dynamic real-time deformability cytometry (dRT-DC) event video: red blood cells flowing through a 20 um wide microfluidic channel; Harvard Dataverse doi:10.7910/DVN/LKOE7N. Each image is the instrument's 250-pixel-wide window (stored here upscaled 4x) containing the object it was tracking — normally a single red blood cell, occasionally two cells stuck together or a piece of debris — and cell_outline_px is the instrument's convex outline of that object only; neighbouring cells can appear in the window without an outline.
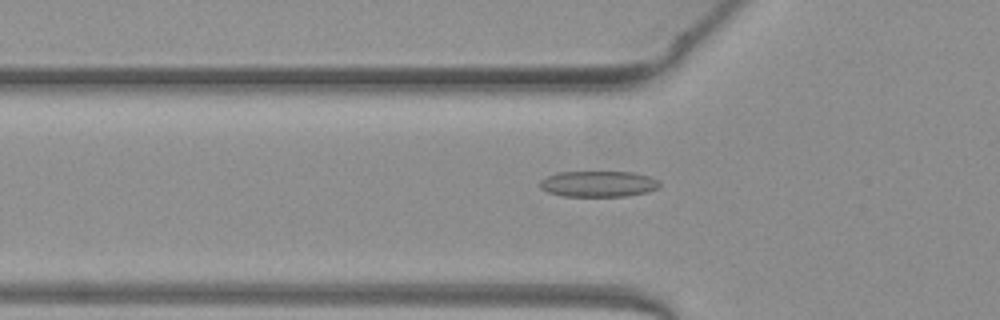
{"species": "common noctule bat (a hibernating species)", "species_latin": "Nyctalus noctula", "temperature_condition": "warm", "stored_images_in_passage": 48, "camera_frame_rate_fps": 3000, "um_per_image_px": 0.085, "animal": {"sex": "female", "body_mass_g": 19.3, "forearm_length_mm": 54.1}, "frame": {"image": 1, "passage_image": 18, "time_ms": 5.667, "image_size_px": [1000, 320], "cell_outline_px": [[660, 188], [648, 192], [624, 196], [564, 196], [548, 192], [540, 188], [540, 180], [548, 176], [560, 172], [632, 172], [648, 176], [656, 180], [660, 184]], "centroid_in_image_um": [50.86, 15.63], "position_along_channel_um": 74.9, "area_um2": 17.98}}
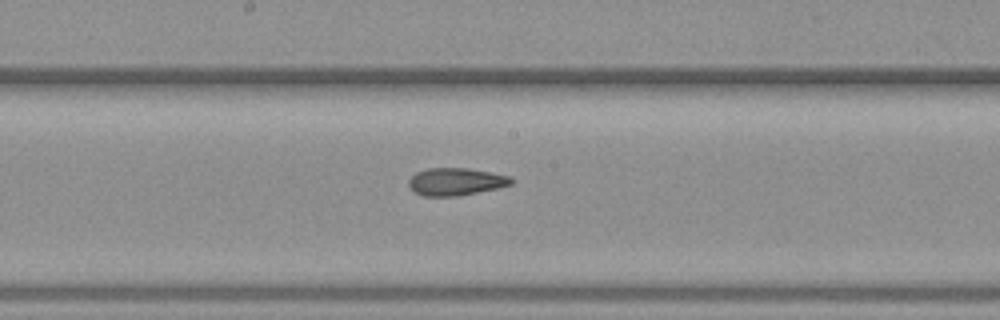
{"frame": {"image": 2, "passage_image": 28, "time_ms": 9.0, "image_size_px": [1000, 320], "cell_outline_px": [[512, 184], [496, 188], [456, 196], [424, 196], [416, 192], [408, 184], [408, 180], [416, 172], [428, 168], [468, 168], [512, 176]], "centroid_in_image_um": [38.74, 15.43], "position_along_channel_um": 209.5, "area_um2": 16.24}}
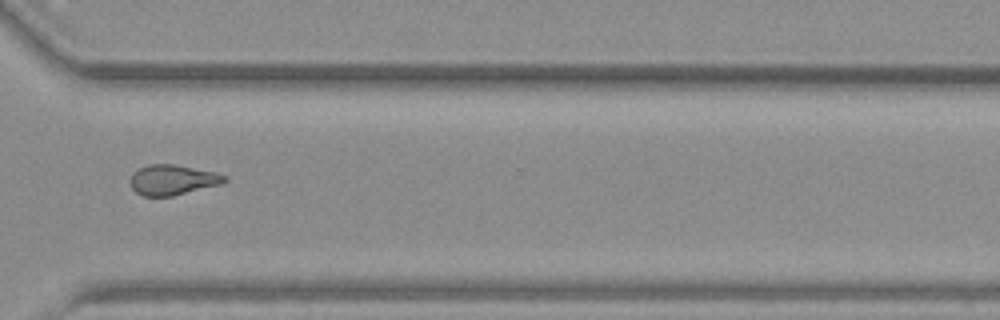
{"frame": {"image": 3, "passage_image": 39, "time_ms": 12.667, "image_size_px": [1000, 320], "cell_outline_px": [[228, 180], [220, 184], [172, 196], [144, 196], [136, 192], [132, 188], [132, 172], [148, 164], [176, 164], [216, 172], [228, 176]], "centroid_in_image_um": [14.7, 15.27], "position_along_channel_um": 355.9, "area_um2": 16.53}, "authors_computed_cell_mechanics": {"area_um2": 17.0221, "velocity_mm_per_s": 3.9998, "shape_relaxation_time_tau1_ms": 7.0721, "shape_relaxation_time_tau2_ms": 2.1964, "deformation_change_tau1": 0.1759, "deformation_change_tau2": 0.1072}}